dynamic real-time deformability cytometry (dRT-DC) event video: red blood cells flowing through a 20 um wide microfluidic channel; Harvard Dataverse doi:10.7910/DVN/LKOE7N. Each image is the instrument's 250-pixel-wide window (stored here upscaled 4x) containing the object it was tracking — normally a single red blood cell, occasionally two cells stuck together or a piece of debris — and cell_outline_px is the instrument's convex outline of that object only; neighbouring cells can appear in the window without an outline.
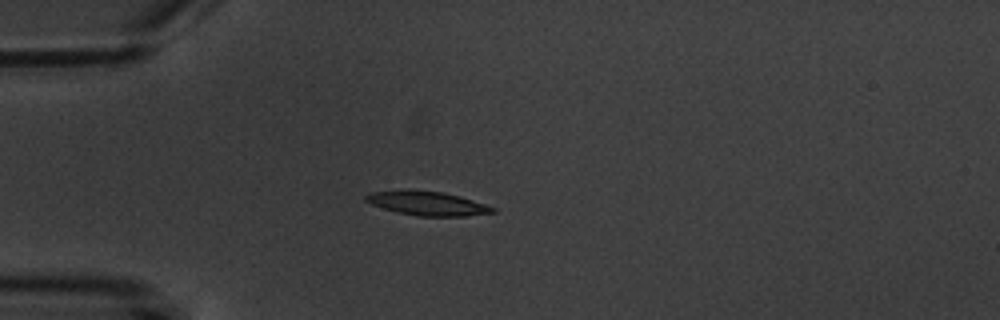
{"species": "common noctule bat (a hibernating species)", "species_latin": "Nyctalus noctula", "temperature_condition": "warm", "stored_images_in_passage": 6, "camera_frame_rate_fps": 3000, "um_per_image_px": 0.085, "animal": {"sex": "male", "body_mass_g": 20.1, "forearm_length_mm": 53.5}, "frame": {"image": 1, "passage_image": 5, "time_ms": 4.667, "image_size_px": [1000, 320], "cell_outline_px": [[496, 212], [468, 216], [416, 216], [396, 212], [372, 204], [364, 200], [364, 196], [368, 192], [408, 188], [444, 192], [460, 196], [496, 208]], "centroid_in_image_um": [36.27, 17.26], "position_along_channel_um": 48.7, "area_um2": 18.21}}